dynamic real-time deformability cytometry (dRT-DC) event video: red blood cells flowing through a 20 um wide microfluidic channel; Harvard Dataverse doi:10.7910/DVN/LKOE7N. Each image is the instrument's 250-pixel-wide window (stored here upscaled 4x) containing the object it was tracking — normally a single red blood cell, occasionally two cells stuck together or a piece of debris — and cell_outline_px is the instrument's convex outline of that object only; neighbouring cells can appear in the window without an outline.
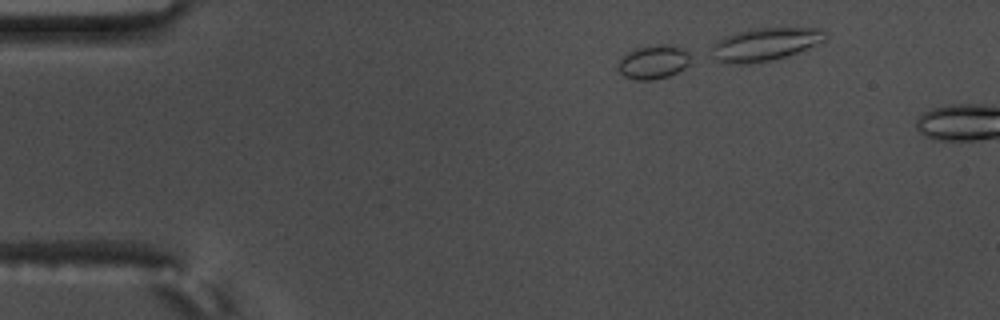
{"species": "common noctule bat (a hibernating species)", "species_latin": "Nyctalus noctula", "temperature_condition": "warm", "stored_images_in_passage": 7, "camera_frame_rate_fps": 3000, "um_per_image_px": 0.085, "animal": {"sex": "male", "body_mass_g": 17.5, "forearm_length_mm": 52.3}, "frame": {"image": 1, "passage_image": 4, "time_ms": 1.0, "image_size_px": [1000, 320], "cell_outline_px": [[688, 64], [684, 68], [668, 76], [652, 80], [636, 80], [624, 76], [620, 72], [620, 60], [628, 52], [636, 48], [652, 44], [668, 44], [680, 48], [688, 52]], "centroid_in_image_um": [55.54, 5.26], "position_along_channel_um": 29.5, "area_um2": 13.99}}